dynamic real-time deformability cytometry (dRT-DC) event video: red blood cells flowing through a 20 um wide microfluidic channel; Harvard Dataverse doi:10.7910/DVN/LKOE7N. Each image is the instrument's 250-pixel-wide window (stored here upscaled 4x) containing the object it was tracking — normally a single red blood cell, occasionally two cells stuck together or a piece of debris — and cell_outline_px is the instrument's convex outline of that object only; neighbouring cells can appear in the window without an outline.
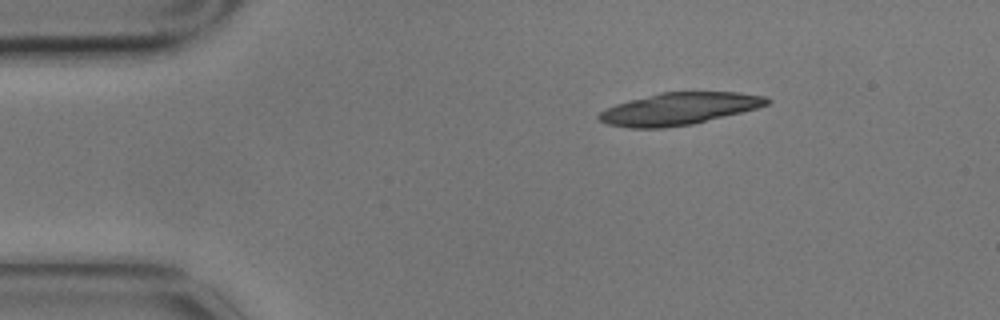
{"species": "common noctule bat (a hibernating species)", "species_latin": "Nyctalus noctula", "temperature_condition": "cold", "stored_images_in_passage": 4, "segment_of_instrument_passage": [1, 2], "camera_frame_rate_fps": 3000, "um_per_image_px": 0.085, "animal": {"sex": "male", "body_mass_g": 17.9}, "frame": {"image": 1, "passage_image": 1, "time_ms": 0.0, "image_size_px": [1000, 320], "cell_outline_px": [[772, 100], [768, 104], [756, 108], [692, 124], [664, 128], [628, 128], [608, 124], [600, 120], [596, 116], [600, 112], [616, 104], [628, 100], [660, 92], [740, 92], [764, 96]], "centroid_in_image_um": [57.7, 9.24], "position_along_channel_um": 27.3, "area_um2": 31.27}}